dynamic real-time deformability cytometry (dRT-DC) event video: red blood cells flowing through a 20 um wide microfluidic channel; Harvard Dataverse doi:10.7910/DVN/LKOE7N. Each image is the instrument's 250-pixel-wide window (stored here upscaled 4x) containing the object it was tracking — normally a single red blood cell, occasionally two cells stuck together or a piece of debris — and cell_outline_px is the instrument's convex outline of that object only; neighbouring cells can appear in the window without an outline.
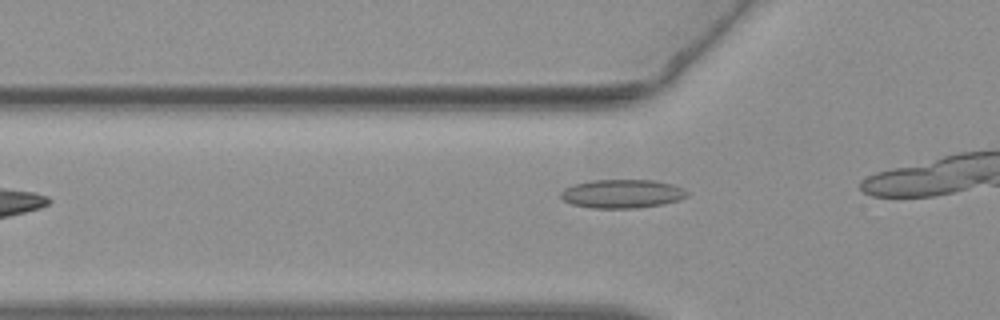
{"species": "common noctule bat (a hibernating species)", "species_latin": "Nyctalus noctula", "temperature_condition": "warm", "stored_images_in_passage": 8, "camera_frame_rate_fps": 3000, "um_per_image_px": 0.085, "animal": {"sex": "female", "body_mass_g": 19.3, "forearm_length_mm": 54.1}, "frame": {"image": 1, "passage_image": 5, "time_ms": 1.333, "image_size_px": [1000, 320], "cell_outline_px": [[688, 196], [676, 200], [660, 204], [636, 208], [592, 208], [572, 204], [564, 200], [560, 196], [560, 192], [564, 188], [572, 184], [592, 180], [652, 180], [672, 184], [684, 188], [688, 192]], "centroid_in_image_um": [52.84, 16.46], "position_along_channel_um": 73.0, "area_um2": 21.04}}